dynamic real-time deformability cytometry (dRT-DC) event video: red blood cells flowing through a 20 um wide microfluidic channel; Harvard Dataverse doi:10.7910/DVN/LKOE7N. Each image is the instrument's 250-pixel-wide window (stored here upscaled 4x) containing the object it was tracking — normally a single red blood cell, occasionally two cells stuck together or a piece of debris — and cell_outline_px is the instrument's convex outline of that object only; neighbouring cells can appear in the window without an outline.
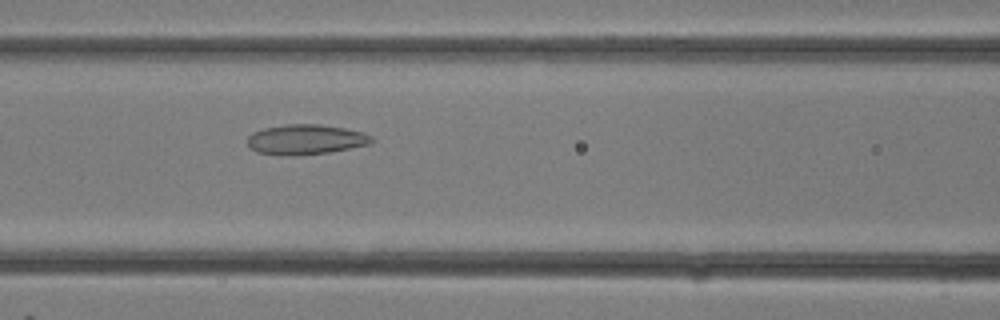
{"species": "common noctule bat (a hibernating species)", "species_latin": "Nyctalus noctula", "temperature_condition": "room temperature", "stored_images_in_passage": 13, "camera_frame_rate_fps": 3000, "um_per_image_px": 0.085, "animal": {"sex": "female"}, "frame": {"image": 1, "passage_image": 13, "time_ms": 4.0, "image_size_px": [1000, 320], "cell_outline_px": [[376, 140], [368, 144], [328, 152], [292, 156], [280, 156], [256, 152], [248, 144], [248, 136], [252, 132], [264, 128], [288, 124], [320, 124], [344, 128], [364, 132], [372, 136]], "centroid_in_image_um": [25.97, 11.86], "position_along_channel_um": 140.6, "area_um2": 21.79}}